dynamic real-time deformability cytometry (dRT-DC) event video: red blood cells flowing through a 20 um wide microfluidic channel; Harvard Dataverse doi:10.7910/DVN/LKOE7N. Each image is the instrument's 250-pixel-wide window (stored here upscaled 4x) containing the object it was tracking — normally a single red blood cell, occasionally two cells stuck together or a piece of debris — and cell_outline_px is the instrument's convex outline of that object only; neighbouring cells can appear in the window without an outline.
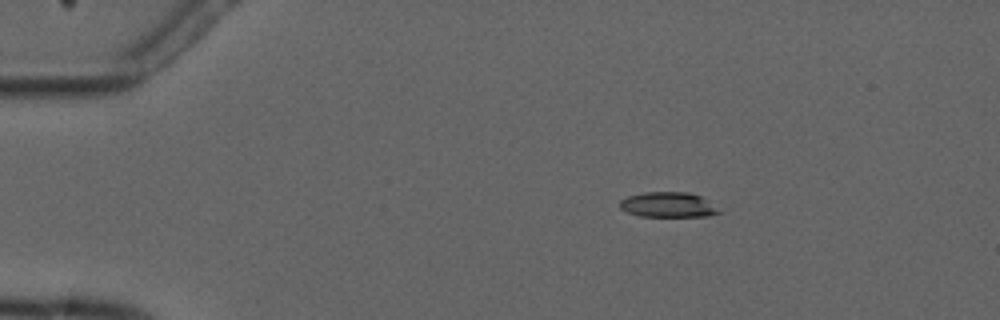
{"species": "common noctule bat (a hibernating species)", "species_latin": "Nyctalus noctula", "temperature_condition": "cold", "stored_images_in_passage": 4, "camera_frame_rate_fps": 3000, "um_per_image_px": 0.085, "animal": {"sex": "male", "forearm_length_mm": 52.5}, "frame": {"image": 1, "passage_image": 2, "time_ms": 2.0, "image_size_px": [1000, 320], "cell_outline_px": [[724, 212], [708, 216], [640, 216], [628, 212], [620, 208], [620, 200], [628, 196], [644, 192], [688, 192], [700, 196]], "centroid_in_image_um": [56.8, 17.4], "position_along_channel_um": 28.2, "area_um2": 14.45}}